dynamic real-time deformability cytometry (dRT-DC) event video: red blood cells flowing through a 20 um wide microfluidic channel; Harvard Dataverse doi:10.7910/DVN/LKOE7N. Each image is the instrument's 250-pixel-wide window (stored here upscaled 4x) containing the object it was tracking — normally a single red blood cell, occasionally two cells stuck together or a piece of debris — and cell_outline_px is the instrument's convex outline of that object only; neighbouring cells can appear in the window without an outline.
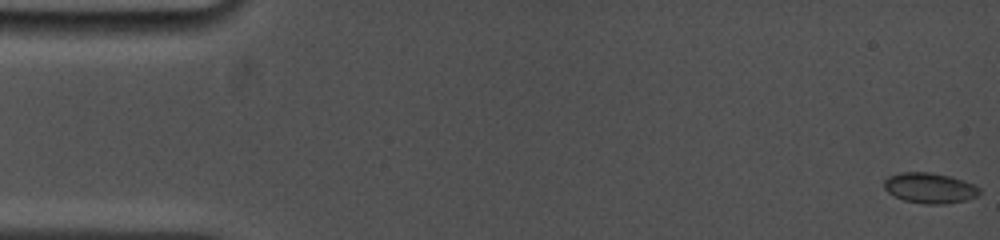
{"species": "common noctule bat (a hibernating species)", "species_latin": "Nyctalus noctula", "temperature_condition": "cold", "stored_images_in_passage": 18, "camera_frame_rate_fps": 5000, "um_per_image_px": 0.085, "animal": {"sex": "female", "body_mass_g": 19.0, "forearm_length_mm": 53.3}, "frame": {"image": 1, "passage_image": 1, "time_ms": 0.0, "image_size_px": [1000, 240], "cell_outline_px": [[980, 192], [976, 196], [968, 200], [944, 204], [924, 204], [904, 200], [888, 192], [884, 188], [884, 180], [888, 176], [900, 172], [928, 172], [952, 176], [964, 180], [980, 188]], "centroid_in_image_um": [79.03, 15.97], "position_along_channel_um": 6.0, "area_um2": 16.99}}
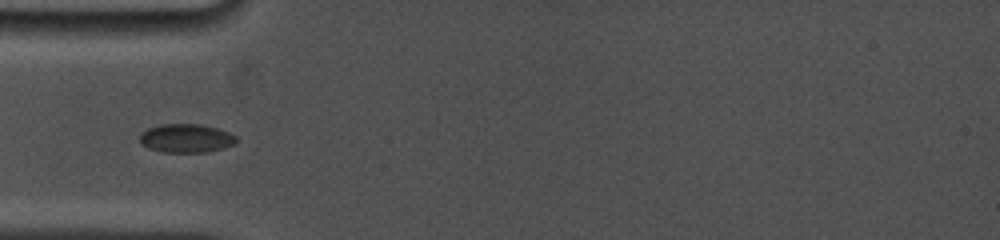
{"frame": {"image": 2, "passage_image": 12, "time_ms": 5.2, "image_size_px": [1000, 240], "cell_outline_px": [[236, 144], [224, 148], [208, 152], [160, 152], [148, 148], [140, 144], [140, 136], [148, 128], [160, 124], [200, 124], [216, 128], [228, 132], [236, 136]], "centroid_in_image_um": [15.82, 11.76], "position_along_channel_um": 69.2, "area_um2": 16.18}}
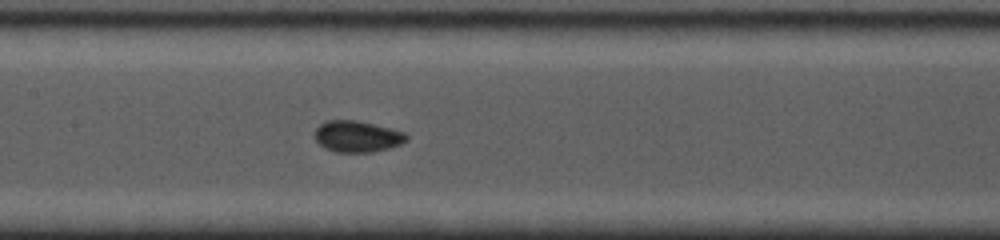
{"frame": {"image": 3, "passage_image": 18, "time_ms": 8.0, "image_size_px": [1000, 240], "cell_outline_px": [[408, 140], [400, 144], [388, 148], [372, 152], [336, 152], [324, 148], [312, 136], [316, 128], [320, 124], [328, 120], [356, 120], [404, 132], [408, 136]], "centroid_in_image_um": [30.32, 11.6], "position_along_channel_um": 177.1, "area_um2": 16.7}}